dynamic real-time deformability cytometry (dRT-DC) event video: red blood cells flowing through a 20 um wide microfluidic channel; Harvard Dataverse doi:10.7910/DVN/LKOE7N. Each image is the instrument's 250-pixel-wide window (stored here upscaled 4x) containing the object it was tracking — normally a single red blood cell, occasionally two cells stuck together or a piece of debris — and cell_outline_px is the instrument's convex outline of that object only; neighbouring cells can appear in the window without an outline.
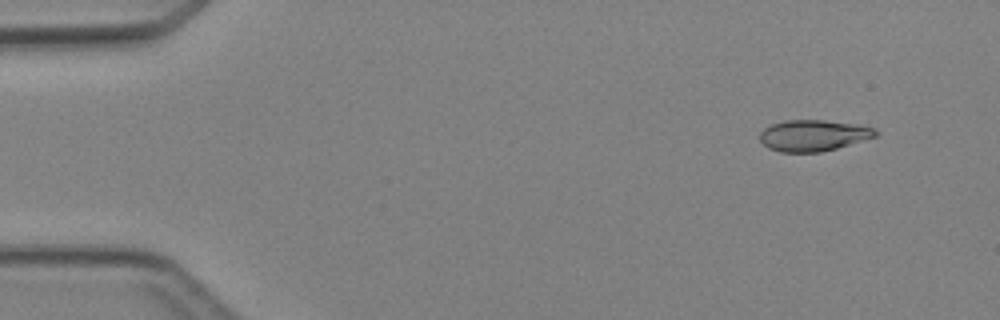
{"species": "Egyptian fruit bat (a non-hibernating species)", "species_latin": "Rousettus aegyptiacus", "temperature_condition": "cold", "stored_images_in_passage": 3, "camera_frame_rate_fps": 3000, "um_per_image_px": 0.085, "animal": {"sex": "female"}, "frame": {"image": 1, "passage_image": 1, "time_ms": 0.0, "image_size_px": [1000, 320], "cell_outline_px": [[880, 132], [876, 136], [836, 148], [820, 152], [780, 152], [768, 148], [760, 140], [760, 132], [764, 128], [772, 124], [784, 120], [824, 120], [856, 124], [876, 128]], "centroid_in_image_um": [69.13, 11.5], "position_along_channel_um": 15.9, "area_um2": 21.04}}
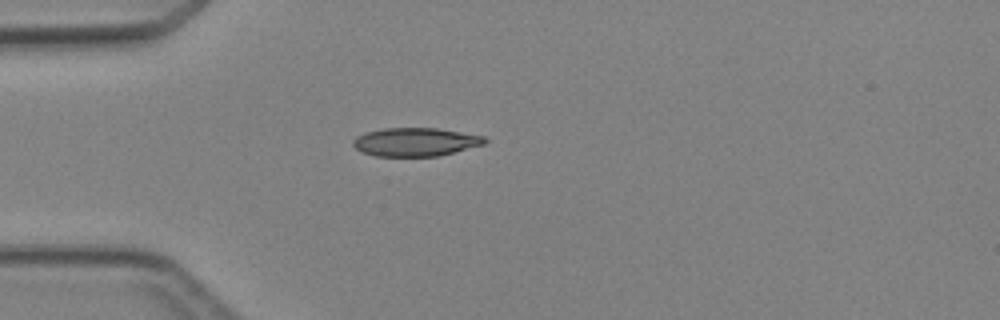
{"frame": {"image": 2, "passage_image": 3, "time_ms": 3.0, "image_size_px": [1000, 320], "cell_outline_px": [[488, 140], [484, 144], [440, 156], [376, 156], [360, 152], [352, 144], [352, 140], [356, 136], [364, 132], [384, 128], [436, 128], [484, 136]], "centroid_in_image_um": [35.27, 12.07], "position_along_channel_um": 49.7, "area_um2": 21.91}}